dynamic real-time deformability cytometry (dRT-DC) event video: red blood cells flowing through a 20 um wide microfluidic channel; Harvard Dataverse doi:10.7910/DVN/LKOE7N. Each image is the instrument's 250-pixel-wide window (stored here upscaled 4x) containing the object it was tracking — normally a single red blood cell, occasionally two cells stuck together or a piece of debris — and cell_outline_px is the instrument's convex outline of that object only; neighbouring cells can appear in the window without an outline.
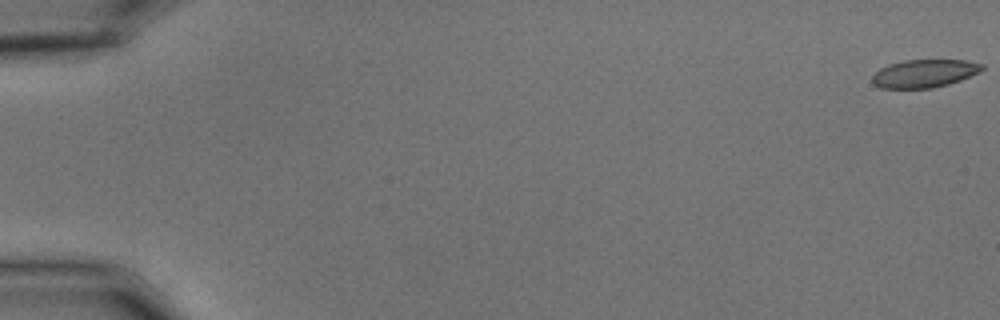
{"species": "common noctule bat (a hibernating species)", "species_latin": "Nyctalus noctula", "temperature_condition": "cold", "stored_images_in_passage": 56, "camera_frame_rate_fps": 3000, "um_per_image_px": 0.085, "animal": {"sex": "male", "body_mass_g": 15.6}, "frame": {"image": 1, "passage_image": 1, "time_ms": 0.0, "image_size_px": [1000, 320], "cell_outline_px": [[984, 68], [980, 72], [960, 80], [948, 84], [932, 88], [880, 88], [872, 84], [872, 76], [880, 68], [888, 64], [904, 60], [968, 60], [984, 64]], "centroid_in_image_um": [78.57, 6.24], "position_along_channel_um": 6.4, "area_um2": 18.03}}
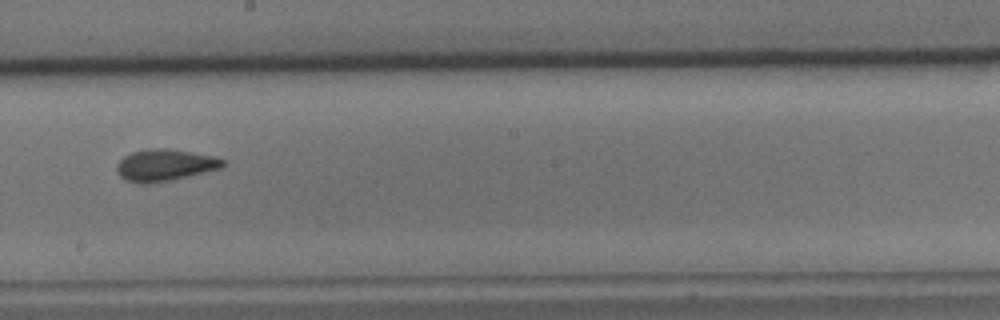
{"frame": {"image": 2, "passage_image": 33, "time_ms": 10.667, "image_size_px": [1000, 320], "cell_outline_px": [[224, 164], [220, 168], [172, 180], [144, 184], [140, 184], [124, 180], [116, 172], [116, 164], [124, 156], [132, 152], [148, 148], [168, 148], [212, 156], [224, 160]], "centroid_in_image_um": [13.94, 14.04], "position_along_channel_um": 234.3, "area_um2": 19.59}}
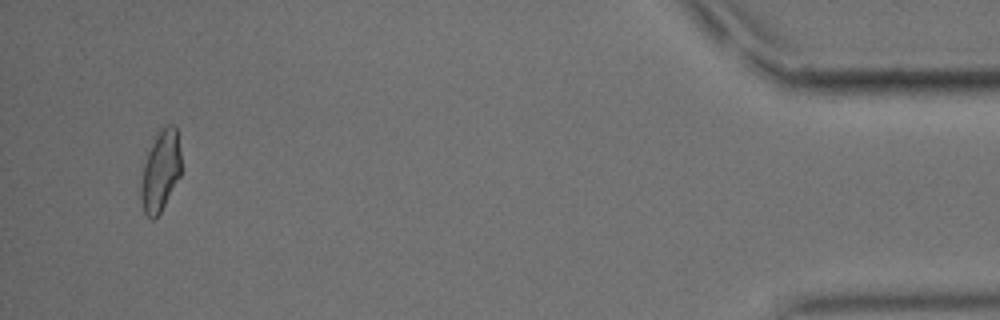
{"frame": {"image": 3, "passage_image": 54, "time_ms": 17.667, "image_size_px": [1000, 320], "cell_outline_px": [[180, 176], [160, 212], [152, 220], [144, 212], [140, 196], [140, 184], [144, 164], [148, 152], [156, 136], [168, 124], [176, 124], [180, 152]], "centroid_in_image_um": [13.64, 14.54], "position_along_channel_um": 421.6, "area_um2": 18.55}, "authors_computed_cell_mechanics": {"area_um2": 19.0162, "velocity_mm_per_s": 3.6754, "shape_relaxation_time_tau1_ms": 7.4888, "shape_relaxation_time_tau2_ms": 1.9273, "deformation_change_tau1": 0.1482, "deformation_change_tau2": 0.0751}}